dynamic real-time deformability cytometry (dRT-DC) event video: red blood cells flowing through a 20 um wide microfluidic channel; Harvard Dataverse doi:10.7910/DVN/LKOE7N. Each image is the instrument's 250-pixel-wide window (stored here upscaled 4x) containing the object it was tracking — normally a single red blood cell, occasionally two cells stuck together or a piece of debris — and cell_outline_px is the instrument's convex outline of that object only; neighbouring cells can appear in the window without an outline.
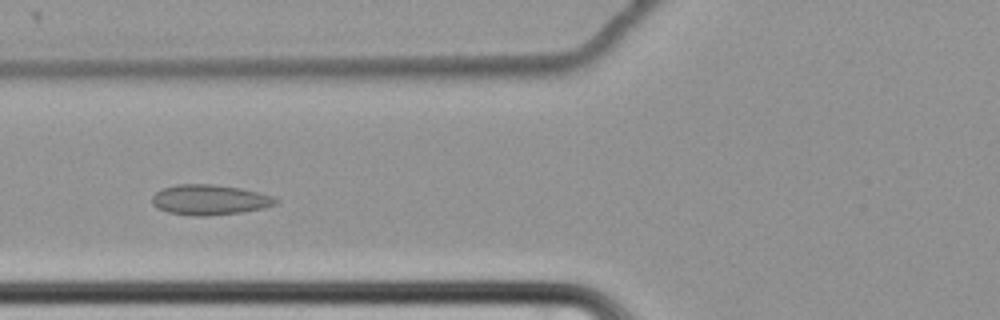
{"species": "common noctule bat (a hibernating species)", "species_latin": "Nyctalus noctula", "temperature_condition": "cold", "stored_images_in_passage": 53, "camera_frame_rate_fps": 3000, "um_per_image_px": 0.085, "animal": {"sex": "female", "body_mass_g": 22.7, "forearm_length_mm": 54.2}, "frame": {"image": 1, "passage_image": 25, "time_ms": 8.0, "image_size_px": [1000, 320], "cell_outline_px": [[280, 200], [276, 204], [260, 208], [240, 212], [208, 216], [196, 216], [168, 212], [156, 208], [152, 204], [152, 196], [156, 192], [164, 188], [176, 184], [212, 184], [240, 188], [272, 196]], "centroid_in_image_um": [17.78, 16.98], "position_along_channel_um": 108.0, "area_um2": 21.62}}
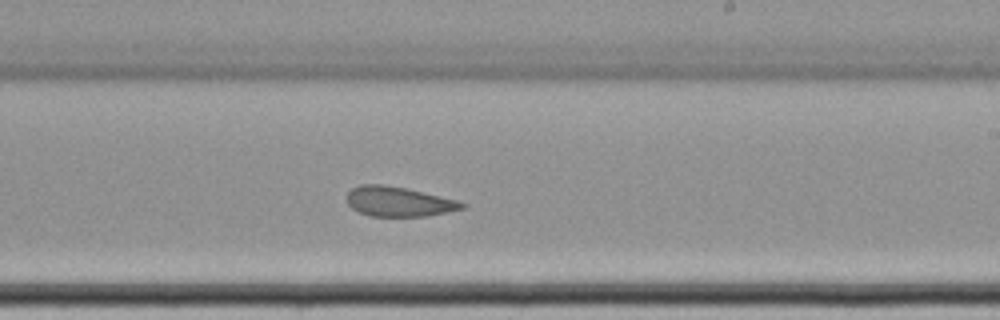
{"frame": {"image": 2, "passage_image": 38, "time_ms": 12.333, "image_size_px": [1000, 320], "cell_outline_px": [[468, 204], [464, 208], [448, 212], [428, 216], [372, 216], [360, 212], [352, 208], [348, 204], [348, 192], [352, 188], [360, 184], [384, 184], [404, 188], [456, 200]], "centroid_in_image_um": [33.88, 17.14], "position_along_channel_um": 255.1, "area_um2": 19.77}}
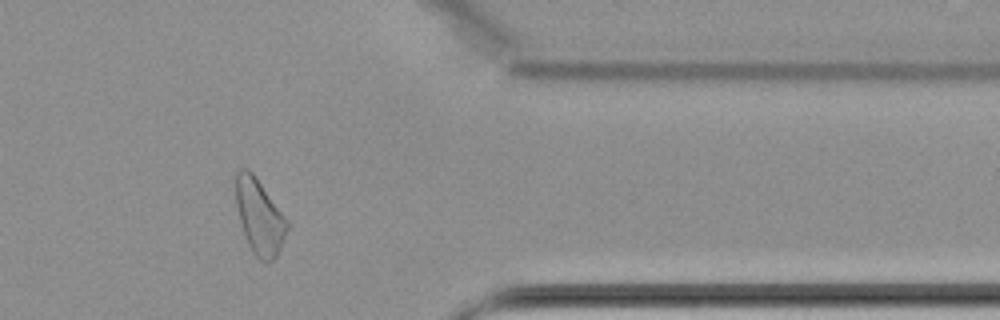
{"frame": {"image": 3, "passage_image": 51, "time_ms": 16.667, "image_size_px": [1000, 320], "cell_outline_px": [[292, 224], [276, 256], [268, 264], [260, 260], [252, 252], [244, 236], [236, 204], [236, 172], [240, 168], [248, 168], [256, 176]], "centroid_in_image_um": [22.09, 18.42], "position_along_channel_um": 389.3, "area_um2": 22.95}, "authors_computed_cell_mechanics": {"area_um2": 21.8484, "velocity_mm_per_s": 3.4, "shape_relaxation_time_tau1_ms": null, "shape_relaxation_time_tau2_ms": 3.3013, "deformation_change_tau1": null, "deformation_change_tau2": 0.0693}}